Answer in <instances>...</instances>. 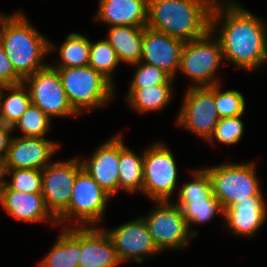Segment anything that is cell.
Listing matches in <instances>:
<instances>
[{
    "label": "cell",
    "mask_w": 267,
    "mask_h": 267,
    "mask_svg": "<svg viewBox=\"0 0 267 267\" xmlns=\"http://www.w3.org/2000/svg\"><path fill=\"white\" fill-rule=\"evenodd\" d=\"M222 1L214 3L210 30L217 33L223 17L222 30L215 36L220 41L223 58L237 67L254 70L267 61L266 23L234 0Z\"/></svg>",
    "instance_id": "1"
},
{
    "label": "cell",
    "mask_w": 267,
    "mask_h": 267,
    "mask_svg": "<svg viewBox=\"0 0 267 267\" xmlns=\"http://www.w3.org/2000/svg\"><path fill=\"white\" fill-rule=\"evenodd\" d=\"M216 0H148L147 27L169 36L191 41L210 30Z\"/></svg>",
    "instance_id": "2"
},
{
    "label": "cell",
    "mask_w": 267,
    "mask_h": 267,
    "mask_svg": "<svg viewBox=\"0 0 267 267\" xmlns=\"http://www.w3.org/2000/svg\"><path fill=\"white\" fill-rule=\"evenodd\" d=\"M27 20L21 11L12 16L0 13L1 43L14 70L23 79L45 68L43 57L56 48Z\"/></svg>",
    "instance_id": "3"
},
{
    "label": "cell",
    "mask_w": 267,
    "mask_h": 267,
    "mask_svg": "<svg viewBox=\"0 0 267 267\" xmlns=\"http://www.w3.org/2000/svg\"><path fill=\"white\" fill-rule=\"evenodd\" d=\"M55 69L67 99L77 114L104 106L113 97V84L89 65Z\"/></svg>",
    "instance_id": "4"
},
{
    "label": "cell",
    "mask_w": 267,
    "mask_h": 267,
    "mask_svg": "<svg viewBox=\"0 0 267 267\" xmlns=\"http://www.w3.org/2000/svg\"><path fill=\"white\" fill-rule=\"evenodd\" d=\"M212 185L213 195L223 209L248 197H263L256 177L255 164H221L205 168Z\"/></svg>",
    "instance_id": "5"
},
{
    "label": "cell",
    "mask_w": 267,
    "mask_h": 267,
    "mask_svg": "<svg viewBox=\"0 0 267 267\" xmlns=\"http://www.w3.org/2000/svg\"><path fill=\"white\" fill-rule=\"evenodd\" d=\"M213 34L209 30L204 36L184 43L179 71L196 81L193 86L219 84L215 73L224 58L220 41Z\"/></svg>",
    "instance_id": "6"
},
{
    "label": "cell",
    "mask_w": 267,
    "mask_h": 267,
    "mask_svg": "<svg viewBox=\"0 0 267 267\" xmlns=\"http://www.w3.org/2000/svg\"><path fill=\"white\" fill-rule=\"evenodd\" d=\"M174 156L162 142L155 143L143 152L142 192L157 201H169L177 182Z\"/></svg>",
    "instance_id": "7"
},
{
    "label": "cell",
    "mask_w": 267,
    "mask_h": 267,
    "mask_svg": "<svg viewBox=\"0 0 267 267\" xmlns=\"http://www.w3.org/2000/svg\"><path fill=\"white\" fill-rule=\"evenodd\" d=\"M111 196L82 169L76 176L68 207L56 218L57 224L76 217L78 222L90 226L102 220ZM90 224V225H89Z\"/></svg>",
    "instance_id": "8"
},
{
    "label": "cell",
    "mask_w": 267,
    "mask_h": 267,
    "mask_svg": "<svg viewBox=\"0 0 267 267\" xmlns=\"http://www.w3.org/2000/svg\"><path fill=\"white\" fill-rule=\"evenodd\" d=\"M157 203L158 206L147 217H142L155 246L160 252L167 248H183L194 235L190 232L181 208L170 201Z\"/></svg>",
    "instance_id": "9"
},
{
    "label": "cell",
    "mask_w": 267,
    "mask_h": 267,
    "mask_svg": "<svg viewBox=\"0 0 267 267\" xmlns=\"http://www.w3.org/2000/svg\"><path fill=\"white\" fill-rule=\"evenodd\" d=\"M178 115V125L192 130L200 137L209 140L219 121L215 105V85L190 86Z\"/></svg>",
    "instance_id": "10"
},
{
    "label": "cell",
    "mask_w": 267,
    "mask_h": 267,
    "mask_svg": "<svg viewBox=\"0 0 267 267\" xmlns=\"http://www.w3.org/2000/svg\"><path fill=\"white\" fill-rule=\"evenodd\" d=\"M23 83L28 86L32 104L47 116L77 115L70 105L58 71L50 65L27 76Z\"/></svg>",
    "instance_id": "11"
},
{
    "label": "cell",
    "mask_w": 267,
    "mask_h": 267,
    "mask_svg": "<svg viewBox=\"0 0 267 267\" xmlns=\"http://www.w3.org/2000/svg\"><path fill=\"white\" fill-rule=\"evenodd\" d=\"M82 169L78 158L50 163L42 169V196L55 218L68 207L74 181Z\"/></svg>",
    "instance_id": "12"
},
{
    "label": "cell",
    "mask_w": 267,
    "mask_h": 267,
    "mask_svg": "<svg viewBox=\"0 0 267 267\" xmlns=\"http://www.w3.org/2000/svg\"><path fill=\"white\" fill-rule=\"evenodd\" d=\"M105 231L112 240L121 263L124 260L142 262L145 255L160 252L142 217Z\"/></svg>",
    "instance_id": "13"
},
{
    "label": "cell",
    "mask_w": 267,
    "mask_h": 267,
    "mask_svg": "<svg viewBox=\"0 0 267 267\" xmlns=\"http://www.w3.org/2000/svg\"><path fill=\"white\" fill-rule=\"evenodd\" d=\"M185 41L144 27L140 62L153 65L171 78L180 67L181 52ZM145 60V61H144Z\"/></svg>",
    "instance_id": "14"
},
{
    "label": "cell",
    "mask_w": 267,
    "mask_h": 267,
    "mask_svg": "<svg viewBox=\"0 0 267 267\" xmlns=\"http://www.w3.org/2000/svg\"><path fill=\"white\" fill-rule=\"evenodd\" d=\"M59 146L45 138L12 137L5 159L6 169L42 170L50 164V157Z\"/></svg>",
    "instance_id": "15"
},
{
    "label": "cell",
    "mask_w": 267,
    "mask_h": 267,
    "mask_svg": "<svg viewBox=\"0 0 267 267\" xmlns=\"http://www.w3.org/2000/svg\"><path fill=\"white\" fill-rule=\"evenodd\" d=\"M82 168L110 196L119 191V135L102 144L88 160L81 161Z\"/></svg>",
    "instance_id": "16"
},
{
    "label": "cell",
    "mask_w": 267,
    "mask_h": 267,
    "mask_svg": "<svg viewBox=\"0 0 267 267\" xmlns=\"http://www.w3.org/2000/svg\"><path fill=\"white\" fill-rule=\"evenodd\" d=\"M78 267H115L120 264L115 247L104 229L80 226Z\"/></svg>",
    "instance_id": "17"
},
{
    "label": "cell",
    "mask_w": 267,
    "mask_h": 267,
    "mask_svg": "<svg viewBox=\"0 0 267 267\" xmlns=\"http://www.w3.org/2000/svg\"><path fill=\"white\" fill-rule=\"evenodd\" d=\"M1 206L7 211L8 216H14L17 220L25 222L53 221L57 220L47 209L42 193H24L11 190L6 184L3 185Z\"/></svg>",
    "instance_id": "18"
},
{
    "label": "cell",
    "mask_w": 267,
    "mask_h": 267,
    "mask_svg": "<svg viewBox=\"0 0 267 267\" xmlns=\"http://www.w3.org/2000/svg\"><path fill=\"white\" fill-rule=\"evenodd\" d=\"M112 26L144 28L148 21V0H100L95 21Z\"/></svg>",
    "instance_id": "19"
},
{
    "label": "cell",
    "mask_w": 267,
    "mask_h": 267,
    "mask_svg": "<svg viewBox=\"0 0 267 267\" xmlns=\"http://www.w3.org/2000/svg\"><path fill=\"white\" fill-rule=\"evenodd\" d=\"M265 204L263 197H248L224 209L227 227L234 234L253 236L266 221Z\"/></svg>",
    "instance_id": "20"
},
{
    "label": "cell",
    "mask_w": 267,
    "mask_h": 267,
    "mask_svg": "<svg viewBox=\"0 0 267 267\" xmlns=\"http://www.w3.org/2000/svg\"><path fill=\"white\" fill-rule=\"evenodd\" d=\"M50 252L38 267H78L80 259V226L63 227Z\"/></svg>",
    "instance_id": "21"
},
{
    "label": "cell",
    "mask_w": 267,
    "mask_h": 267,
    "mask_svg": "<svg viewBox=\"0 0 267 267\" xmlns=\"http://www.w3.org/2000/svg\"><path fill=\"white\" fill-rule=\"evenodd\" d=\"M144 28L133 26H112L106 40L114 48L120 62L136 64L142 55Z\"/></svg>",
    "instance_id": "22"
},
{
    "label": "cell",
    "mask_w": 267,
    "mask_h": 267,
    "mask_svg": "<svg viewBox=\"0 0 267 267\" xmlns=\"http://www.w3.org/2000/svg\"><path fill=\"white\" fill-rule=\"evenodd\" d=\"M119 189L135 192L143 190V155L137 156L124 145L119 135Z\"/></svg>",
    "instance_id": "23"
},
{
    "label": "cell",
    "mask_w": 267,
    "mask_h": 267,
    "mask_svg": "<svg viewBox=\"0 0 267 267\" xmlns=\"http://www.w3.org/2000/svg\"><path fill=\"white\" fill-rule=\"evenodd\" d=\"M26 87L23 82L0 86V123L12 127L27 110L32 102L29 89ZM4 89L9 90V95L4 94Z\"/></svg>",
    "instance_id": "24"
},
{
    "label": "cell",
    "mask_w": 267,
    "mask_h": 267,
    "mask_svg": "<svg viewBox=\"0 0 267 267\" xmlns=\"http://www.w3.org/2000/svg\"><path fill=\"white\" fill-rule=\"evenodd\" d=\"M172 84H160L144 88H129L125 97L132 109L145 113L165 108L172 95Z\"/></svg>",
    "instance_id": "25"
},
{
    "label": "cell",
    "mask_w": 267,
    "mask_h": 267,
    "mask_svg": "<svg viewBox=\"0 0 267 267\" xmlns=\"http://www.w3.org/2000/svg\"><path fill=\"white\" fill-rule=\"evenodd\" d=\"M59 52L62 60L53 68L87 66L90 60V40L79 33H70Z\"/></svg>",
    "instance_id": "26"
},
{
    "label": "cell",
    "mask_w": 267,
    "mask_h": 267,
    "mask_svg": "<svg viewBox=\"0 0 267 267\" xmlns=\"http://www.w3.org/2000/svg\"><path fill=\"white\" fill-rule=\"evenodd\" d=\"M175 205L181 208L190 232L196 236V231H191V223H205L210 221L217 212L224 214V209L217 198L212 195L208 200H179Z\"/></svg>",
    "instance_id": "27"
},
{
    "label": "cell",
    "mask_w": 267,
    "mask_h": 267,
    "mask_svg": "<svg viewBox=\"0 0 267 267\" xmlns=\"http://www.w3.org/2000/svg\"><path fill=\"white\" fill-rule=\"evenodd\" d=\"M121 63L114 48L104 39L96 43L90 42L89 66L100 72L112 84V72Z\"/></svg>",
    "instance_id": "28"
},
{
    "label": "cell",
    "mask_w": 267,
    "mask_h": 267,
    "mask_svg": "<svg viewBox=\"0 0 267 267\" xmlns=\"http://www.w3.org/2000/svg\"><path fill=\"white\" fill-rule=\"evenodd\" d=\"M51 118L47 116L39 107L30 104L27 110L12 126V130L16 127L23 132L22 137L44 138L48 132Z\"/></svg>",
    "instance_id": "29"
},
{
    "label": "cell",
    "mask_w": 267,
    "mask_h": 267,
    "mask_svg": "<svg viewBox=\"0 0 267 267\" xmlns=\"http://www.w3.org/2000/svg\"><path fill=\"white\" fill-rule=\"evenodd\" d=\"M12 180L5 182L11 189L24 193H42V170L8 169Z\"/></svg>",
    "instance_id": "30"
},
{
    "label": "cell",
    "mask_w": 267,
    "mask_h": 267,
    "mask_svg": "<svg viewBox=\"0 0 267 267\" xmlns=\"http://www.w3.org/2000/svg\"><path fill=\"white\" fill-rule=\"evenodd\" d=\"M215 105L219 118L243 115L245 111L244 96L237 90L221 92L219 84H215Z\"/></svg>",
    "instance_id": "31"
},
{
    "label": "cell",
    "mask_w": 267,
    "mask_h": 267,
    "mask_svg": "<svg viewBox=\"0 0 267 267\" xmlns=\"http://www.w3.org/2000/svg\"><path fill=\"white\" fill-rule=\"evenodd\" d=\"M194 180L179 190V200H208L212 195L211 179L205 169L193 172Z\"/></svg>",
    "instance_id": "32"
},
{
    "label": "cell",
    "mask_w": 267,
    "mask_h": 267,
    "mask_svg": "<svg viewBox=\"0 0 267 267\" xmlns=\"http://www.w3.org/2000/svg\"><path fill=\"white\" fill-rule=\"evenodd\" d=\"M132 65H138L133 80L131 81L130 88H144L160 84H173L171 78L163 70L143 62Z\"/></svg>",
    "instance_id": "33"
},
{
    "label": "cell",
    "mask_w": 267,
    "mask_h": 267,
    "mask_svg": "<svg viewBox=\"0 0 267 267\" xmlns=\"http://www.w3.org/2000/svg\"><path fill=\"white\" fill-rule=\"evenodd\" d=\"M242 115L234 117L219 118L214 132L208 141L212 142L215 138L220 143L236 144L241 139L244 132Z\"/></svg>",
    "instance_id": "34"
},
{
    "label": "cell",
    "mask_w": 267,
    "mask_h": 267,
    "mask_svg": "<svg viewBox=\"0 0 267 267\" xmlns=\"http://www.w3.org/2000/svg\"><path fill=\"white\" fill-rule=\"evenodd\" d=\"M23 80L24 79L14 70L0 40V86L16 85L22 83Z\"/></svg>",
    "instance_id": "35"
},
{
    "label": "cell",
    "mask_w": 267,
    "mask_h": 267,
    "mask_svg": "<svg viewBox=\"0 0 267 267\" xmlns=\"http://www.w3.org/2000/svg\"><path fill=\"white\" fill-rule=\"evenodd\" d=\"M12 127L0 123V157L6 159L8 148L11 142L10 132H12Z\"/></svg>",
    "instance_id": "36"
},
{
    "label": "cell",
    "mask_w": 267,
    "mask_h": 267,
    "mask_svg": "<svg viewBox=\"0 0 267 267\" xmlns=\"http://www.w3.org/2000/svg\"><path fill=\"white\" fill-rule=\"evenodd\" d=\"M7 174L5 158L0 157V180H4V176Z\"/></svg>",
    "instance_id": "37"
},
{
    "label": "cell",
    "mask_w": 267,
    "mask_h": 267,
    "mask_svg": "<svg viewBox=\"0 0 267 267\" xmlns=\"http://www.w3.org/2000/svg\"><path fill=\"white\" fill-rule=\"evenodd\" d=\"M5 182H6L5 180H0V201H1L3 185L5 184Z\"/></svg>",
    "instance_id": "38"
}]
</instances>
